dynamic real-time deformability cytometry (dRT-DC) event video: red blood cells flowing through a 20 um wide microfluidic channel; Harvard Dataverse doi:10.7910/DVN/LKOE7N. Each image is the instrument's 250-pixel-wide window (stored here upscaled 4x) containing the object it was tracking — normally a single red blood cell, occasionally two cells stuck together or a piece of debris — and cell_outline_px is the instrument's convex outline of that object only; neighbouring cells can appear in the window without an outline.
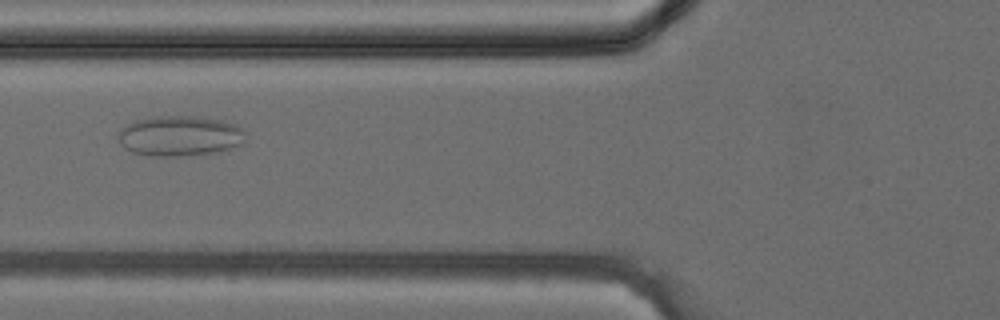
{"species": "common noctule bat (a hibernating species)", "species_latin": "Nyctalus noctula", "temperature_condition": "cold", "stored_images_in_passage": 30, "camera_frame_rate_fps": 3000, "um_per_image_px": 0.085, "animal": {"sex": "female", "body_mass_g": 24.6, "forearm_length_mm": 56.2}, "frame": {"image": 1, "passage_image": 9, "time_ms": 2.667, "image_size_px": [1000, 320], "cell_outline_px": [[244, 144], [212, 152], [180, 156], [152, 156], [132, 152], [124, 148], [120, 144], [120, 132], [128, 124], [136, 120], [156, 116], [192, 116], [220, 120], [244, 128]], "centroid_in_image_um": [15.28, 11.55], "position_along_channel_um": 110.5, "area_um2": 29.48}}